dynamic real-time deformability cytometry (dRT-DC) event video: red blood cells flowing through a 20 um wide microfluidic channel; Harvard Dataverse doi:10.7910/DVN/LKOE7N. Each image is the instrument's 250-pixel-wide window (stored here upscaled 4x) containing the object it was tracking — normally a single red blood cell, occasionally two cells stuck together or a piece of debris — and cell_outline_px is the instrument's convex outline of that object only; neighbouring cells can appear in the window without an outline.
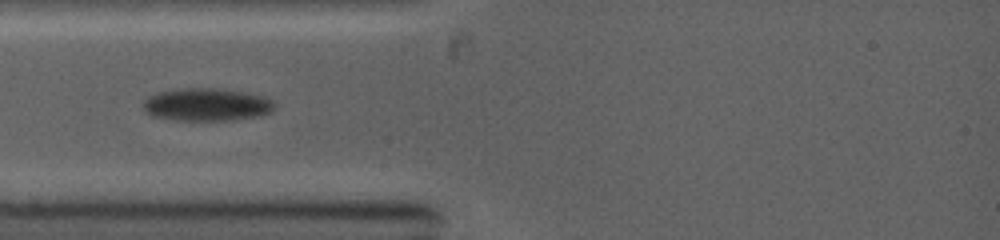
{"species": "common noctule bat (a hibernating species)", "species_latin": "Nyctalus noctula", "temperature_condition": "warm", "stored_images_in_passage": 16, "camera_frame_rate_fps": 5000, "um_per_image_px": 0.085, "animal": {"sex": "female", "body_mass_g": 19.0, "forearm_length_mm": 53.3}, "frame": {"image": 1, "passage_image": 3, "time_ms": 2.0, "image_size_px": [1000, 240], "cell_outline_px": [[276, 108], [272, 112], [256, 116], [232, 120], [172, 120], [152, 116], [144, 108], [144, 100], [148, 96], [156, 92], [176, 88], [216, 88], [244, 92], [264, 96], [272, 100], [276, 104]], "centroid_in_image_um": [17.57, 8.88], "position_along_channel_um": 67.4, "area_um2": 25.26}}
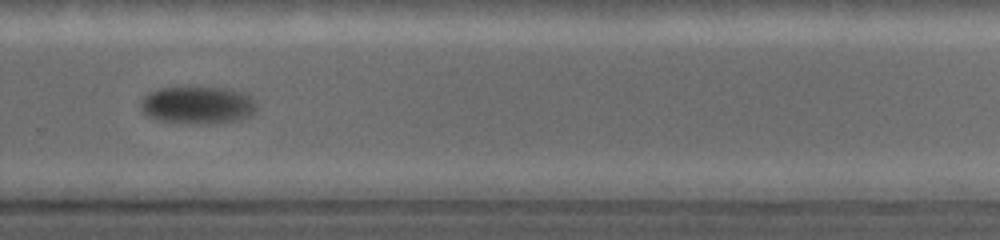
{"frame": {"image": 2, "passage_image": 9, "time_ms": 7.6, "image_size_px": [1000, 240], "cell_outline_px": [[256, 108], [248, 116], [220, 124], [204, 124], [160, 120], [148, 116], [140, 108], [140, 100], [148, 92], [160, 88], [188, 84], [228, 88], [244, 92], [256, 100]], "centroid_in_image_um": [16.79, 8.87], "position_along_channel_um": 313.0, "area_um2": 26.24}}
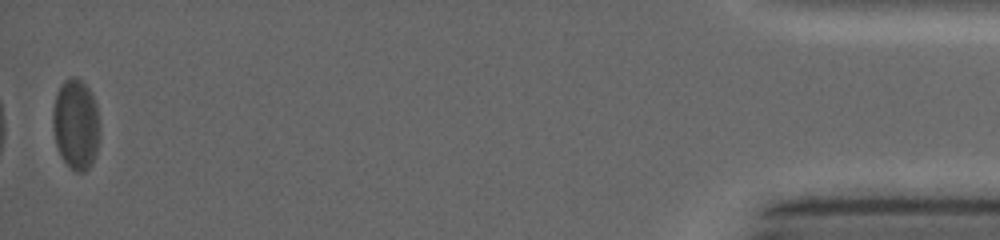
{"frame": {"image": 3, "passage_image": 16, "time_ms": 13.2, "image_size_px": [1000, 240], "cell_outline_px": [[100, 132], [96, 152], [92, 164], [84, 172], [76, 172], [64, 160], [56, 144], [52, 128], [52, 108], [56, 92], [60, 84], [68, 76], [76, 76], [92, 92], [96, 104]], "centroid_in_image_um": [6.44, 10.51], "position_along_channel_um": 428.8, "area_um2": 25.03}}